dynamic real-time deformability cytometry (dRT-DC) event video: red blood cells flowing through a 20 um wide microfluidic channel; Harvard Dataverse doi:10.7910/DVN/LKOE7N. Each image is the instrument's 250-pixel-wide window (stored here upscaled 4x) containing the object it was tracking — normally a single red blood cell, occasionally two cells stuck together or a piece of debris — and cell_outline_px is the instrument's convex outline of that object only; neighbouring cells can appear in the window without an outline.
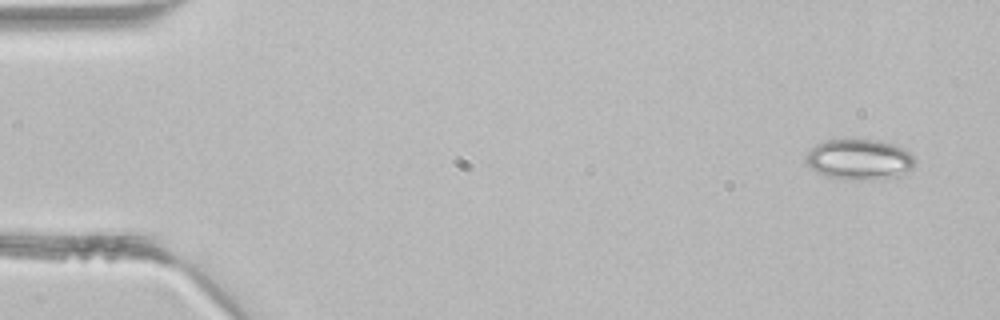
{"species": "common noctule bat (a hibernating species)", "species_latin": "Nyctalus noctula", "temperature_condition": "room temperature", "stored_images_in_passage": 4, "camera_frame_rate_fps": 3000, "um_per_image_px": 0.085, "animal": {"sex": "male", "body_mass_g": 21.5, "forearm_length_mm": 52.0}, "frame": {"image": 1, "passage_image": 1, "time_ms": 0.0, "image_size_px": [1000, 320], "cell_outline_px": [[916, 164], [908, 176], [880, 180], [844, 180], [824, 176], [816, 172], [804, 160], [804, 156], [816, 144], [824, 140], [876, 140], [892, 144], [904, 148], [916, 160]], "centroid_in_image_um": [73.1, 13.6], "position_along_channel_um": 11.9, "area_um2": 26.59}}